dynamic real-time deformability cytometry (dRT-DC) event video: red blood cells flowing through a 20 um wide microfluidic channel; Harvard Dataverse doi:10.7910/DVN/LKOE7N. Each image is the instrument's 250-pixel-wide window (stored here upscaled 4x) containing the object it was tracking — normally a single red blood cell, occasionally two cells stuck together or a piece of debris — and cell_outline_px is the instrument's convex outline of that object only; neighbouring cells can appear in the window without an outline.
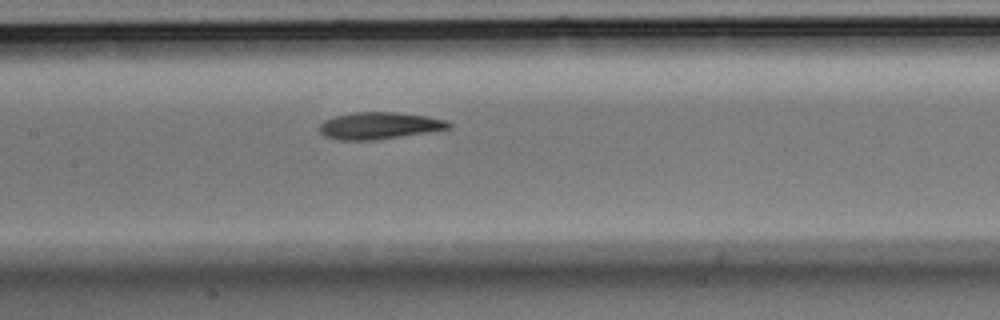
{"species": "Egyptian fruit bat (a non-hibernating species)", "species_latin": "Rousettus aegyptiacus", "temperature_condition": "room temperature", "stored_images_in_passage": 6, "camera_frame_rate_fps": 3000, "um_per_image_px": 0.085, "animal": {"sex": "male"}, "frame": {"image": 1, "passage_image": 6, "time_ms": 1.667, "image_size_px": [1000, 320], "cell_outline_px": [[452, 128], [428, 132], [376, 140], [340, 140], [324, 136], [320, 132], [320, 124], [324, 120], [336, 116], [356, 112], [396, 112], [428, 116], [444, 120], [452, 124]], "centroid_in_image_um": [32.25, 10.68], "position_along_channel_um": 175.1, "area_um2": 20.23}}